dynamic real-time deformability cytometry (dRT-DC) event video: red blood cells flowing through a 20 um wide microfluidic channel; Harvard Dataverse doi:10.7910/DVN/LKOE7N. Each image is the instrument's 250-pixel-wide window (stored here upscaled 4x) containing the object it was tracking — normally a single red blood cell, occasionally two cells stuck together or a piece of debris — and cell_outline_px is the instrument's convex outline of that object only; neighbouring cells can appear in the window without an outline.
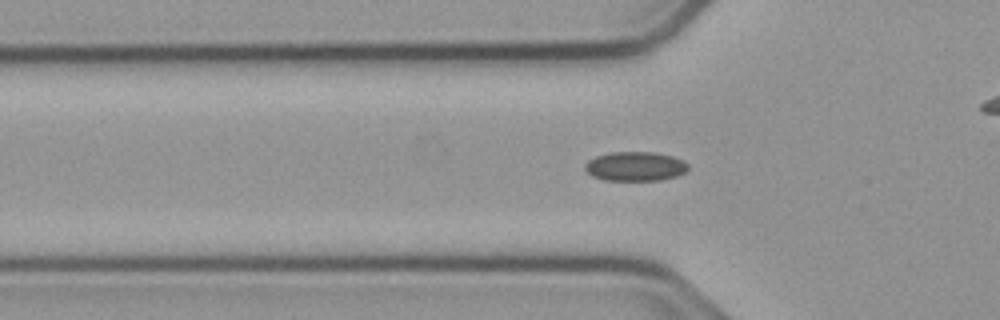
{"species": "common noctule bat (a hibernating species)", "species_latin": "Nyctalus noctula", "temperature_condition": "cold", "stored_images_in_passage": 43, "camera_frame_rate_fps": 3000, "um_per_image_px": 0.085, "animal": {"sex": "male", "body_mass_g": 23.1, "forearm_length_mm": 52.7}, "frame": {"image": 1, "passage_image": 14, "time_ms": 4.333, "image_size_px": [1000, 320], "cell_outline_px": [[688, 168], [684, 172], [676, 176], [660, 180], [604, 180], [592, 176], [584, 168], [584, 164], [588, 160], [596, 156], [608, 152], [656, 152], [672, 156], [684, 160], [688, 164]], "centroid_in_image_um": [53.98, 14.13], "position_along_channel_um": 71.8, "area_um2": 17.69}}
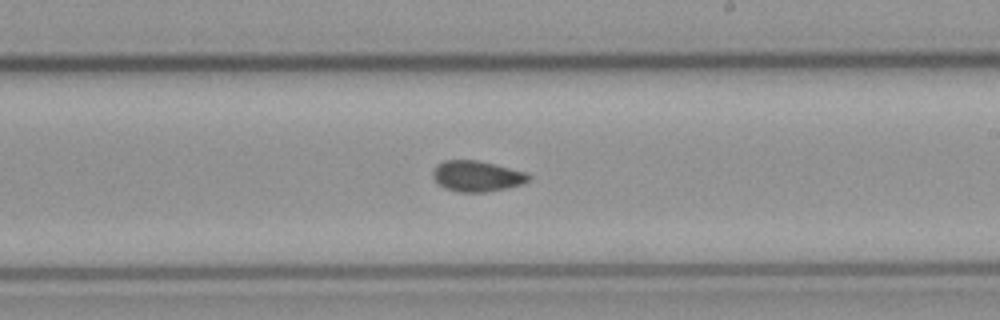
{"frame": {"image": 2, "passage_image": 28, "time_ms": 9.0, "image_size_px": [1000, 320], "cell_outline_px": [[532, 176], [528, 180], [520, 184], [508, 188], [488, 192], [460, 192], [444, 188], [432, 176], [432, 172], [436, 164], [444, 160], [476, 160], [496, 164], [528, 172]], "centroid_in_image_um": [40.55, 14.96], "position_along_channel_um": 248.4, "area_um2": 17.34}}
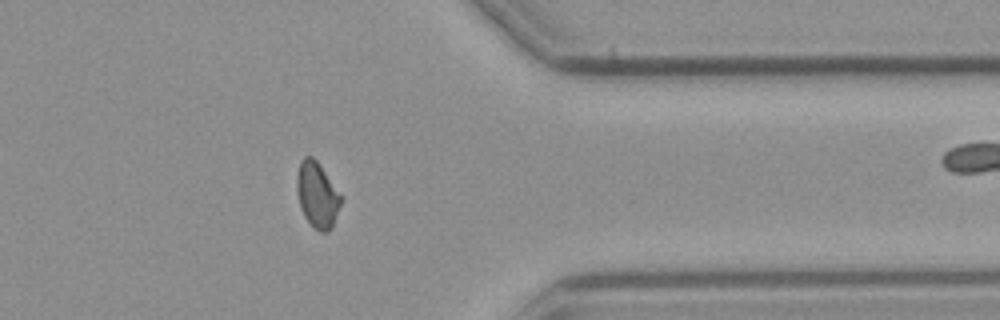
{"frame": {"image": 3, "passage_image": 40, "time_ms": 13.0, "image_size_px": [1000, 320], "cell_outline_px": [[344, 196], [332, 224], [328, 232], [320, 232], [304, 216], [300, 208], [296, 188], [296, 176], [300, 160], [304, 156], [312, 156], [316, 160]], "centroid_in_image_um": [26.96, 16.52], "position_along_channel_um": 384.4, "area_um2": 16.94}, "authors_computed_cell_mechanics": {"area_um2": 17.1666, "velocity_mm_per_s": 3.7654, "shape_relaxation_time_tau1_ms": null, "shape_relaxation_time_tau2_ms": 1.9088, "deformation_change_tau1": null, "deformation_change_tau2": 0.0616}}